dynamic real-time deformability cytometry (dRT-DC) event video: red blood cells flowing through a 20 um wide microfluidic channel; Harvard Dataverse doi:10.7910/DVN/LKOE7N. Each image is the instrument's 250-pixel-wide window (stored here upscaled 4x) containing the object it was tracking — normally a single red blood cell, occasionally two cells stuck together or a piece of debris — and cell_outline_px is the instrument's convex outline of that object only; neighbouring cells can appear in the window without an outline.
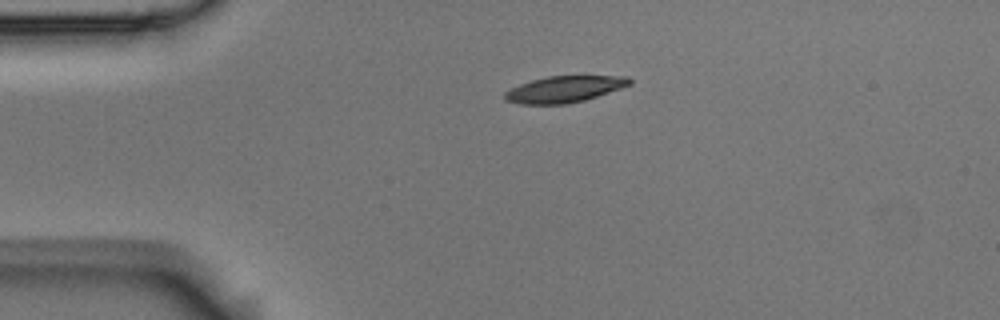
{"species": "Egyptian fruit bat (a non-hibernating species)", "species_latin": "Rousettus aegyptiacus", "temperature_condition": "room temperature", "stored_images_in_passage": 2, "camera_frame_rate_fps": 3000, "um_per_image_px": 0.085, "animal": {"sex": "male"}, "frame": {"image": 1, "passage_image": 1, "time_ms": 0.0, "image_size_px": [1000, 320], "cell_outline_px": [[632, 84], [584, 100], [568, 104], [520, 104], [504, 100], [504, 92], [520, 84], [532, 80], [548, 76], [628, 76], [632, 80]], "centroid_in_image_um": [47.95, 7.58], "position_along_channel_um": 37.0, "area_um2": 19.07}}